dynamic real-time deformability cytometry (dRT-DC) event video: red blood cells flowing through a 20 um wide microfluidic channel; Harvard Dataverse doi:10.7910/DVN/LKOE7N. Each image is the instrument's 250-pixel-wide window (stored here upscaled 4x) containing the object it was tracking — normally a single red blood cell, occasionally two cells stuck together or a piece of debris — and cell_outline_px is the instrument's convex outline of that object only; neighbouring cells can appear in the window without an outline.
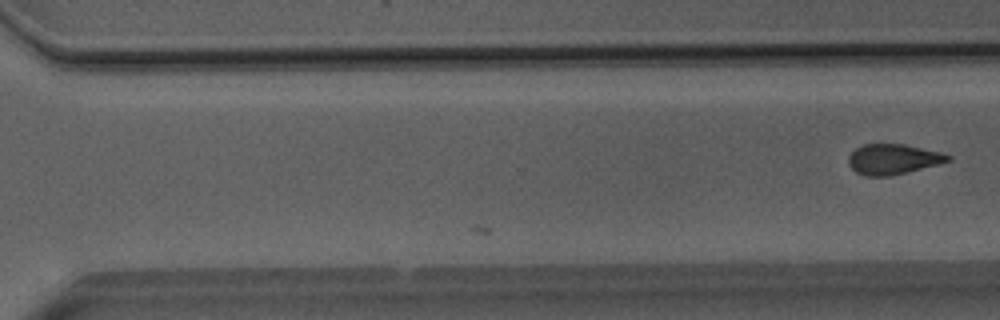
{"species": "Egyptian fruit bat (a non-hibernating species)", "species_latin": "Rousettus aegyptiacus", "temperature_condition": "room temperature", "stored_images_in_passage": 26, "camera_frame_rate_fps": 3000, "um_per_image_px": 0.085, "animal": {"sex": "male"}, "frame": {"image": 1, "passage_image": 26, "time_ms": 8.333, "image_size_px": [1000, 320], "cell_outline_px": [[952, 160], [888, 176], [864, 176], [856, 172], [848, 164], [848, 156], [856, 148], [864, 144], [904, 144], [940, 152], [952, 156]], "centroid_in_image_um": [75.87, 13.52], "position_along_channel_um": 294.7, "area_um2": 17.28}}